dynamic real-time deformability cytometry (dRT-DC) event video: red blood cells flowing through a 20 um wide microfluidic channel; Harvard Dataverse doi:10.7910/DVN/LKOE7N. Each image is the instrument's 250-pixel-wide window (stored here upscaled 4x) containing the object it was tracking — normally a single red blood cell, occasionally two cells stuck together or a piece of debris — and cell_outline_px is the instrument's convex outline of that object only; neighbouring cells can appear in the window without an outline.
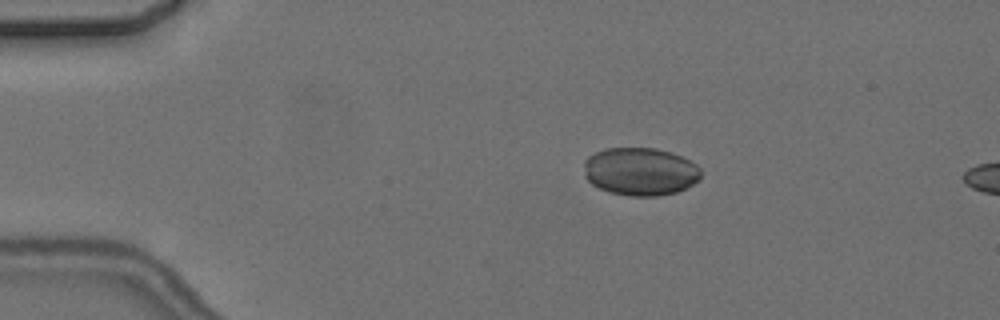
{"species": "common noctule bat (a hibernating species)", "species_latin": "Nyctalus noctula", "temperature_condition": "cold", "stored_images_in_passage": 4, "camera_frame_rate_fps": 3000, "um_per_image_px": 0.085, "animal": {"sex": "female", "body_mass_g": 24.6, "forearm_length_mm": 56.2}, "frame": {"image": 1, "passage_image": 3, "time_ms": 2.333, "image_size_px": [1000, 320], "cell_outline_px": [[700, 180], [676, 192], [656, 196], [632, 196], [608, 192], [592, 184], [584, 176], [584, 160], [588, 156], [604, 148], [656, 148], [672, 152], [696, 164], [700, 168]], "centroid_in_image_um": [54.4, 14.57], "position_along_channel_um": 30.6, "area_um2": 32.77}}